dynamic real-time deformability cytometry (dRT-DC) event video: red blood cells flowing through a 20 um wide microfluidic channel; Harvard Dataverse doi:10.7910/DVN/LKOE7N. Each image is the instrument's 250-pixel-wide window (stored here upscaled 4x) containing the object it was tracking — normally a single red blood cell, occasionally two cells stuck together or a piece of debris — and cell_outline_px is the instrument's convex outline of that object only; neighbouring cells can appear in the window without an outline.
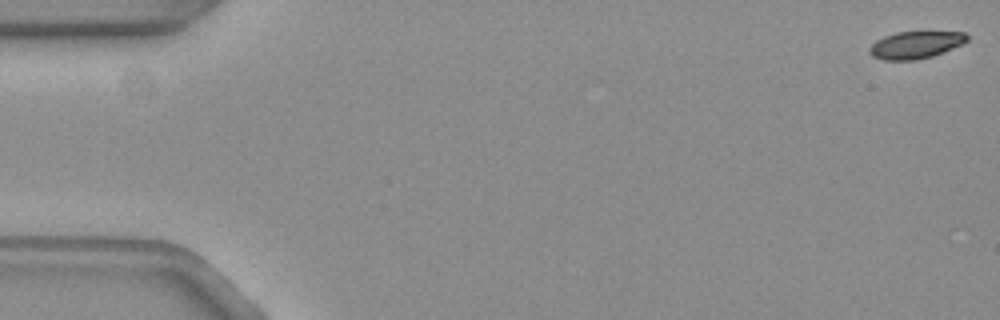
{"species": "common noctule bat (a hibernating species)", "species_latin": "Nyctalus noctula", "temperature_condition": "warm", "stored_images_in_passage": 15, "camera_frame_rate_fps": 3000, "um_per_image_px": 0.085, "animal": {"sex": "female", "body_mass_g": 19.3, "forearm_length_mm": 54.1}, "frame": {"image": 1, "passage_image": 1, "time_ms": 0.0, "image_size_px": [1000, 320], "cell_outline_px": [[968, 40], [964, 44], [932, 56], [916, 60], [884, 60], [872, 56], [868, 52], [868, 48], [876, 40], [884, 36], [896, 32], [964, 32], [968, 36]], "centroid_in_image_um": [77.81, 3.82], "position_along_channel_um": 7.2, "area_um2": 15.55}}
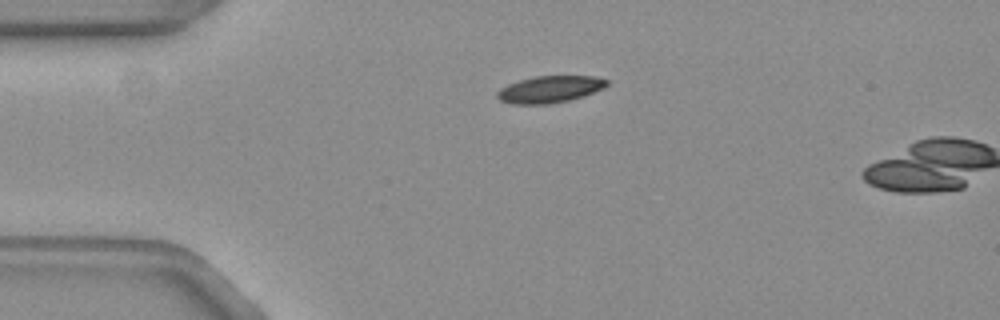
{"frame": {"image": 2, "passage_image": 13, "time_ms": 4.0, "image_size_px": [1000, 320], "cell_outline_px": [[608, 84], [604, 88], [584, 96], [552, 104], [512, 104], [500, 100], [496, 96], [496, 92], [500, 88], [508, 84], [520, 80], [536, 76], [592, 76], [608, 80]], "centroid_in_image_um": [46.72, 7.59], "position_along_channel_um": 38.3, "area_um2": 17.17}}